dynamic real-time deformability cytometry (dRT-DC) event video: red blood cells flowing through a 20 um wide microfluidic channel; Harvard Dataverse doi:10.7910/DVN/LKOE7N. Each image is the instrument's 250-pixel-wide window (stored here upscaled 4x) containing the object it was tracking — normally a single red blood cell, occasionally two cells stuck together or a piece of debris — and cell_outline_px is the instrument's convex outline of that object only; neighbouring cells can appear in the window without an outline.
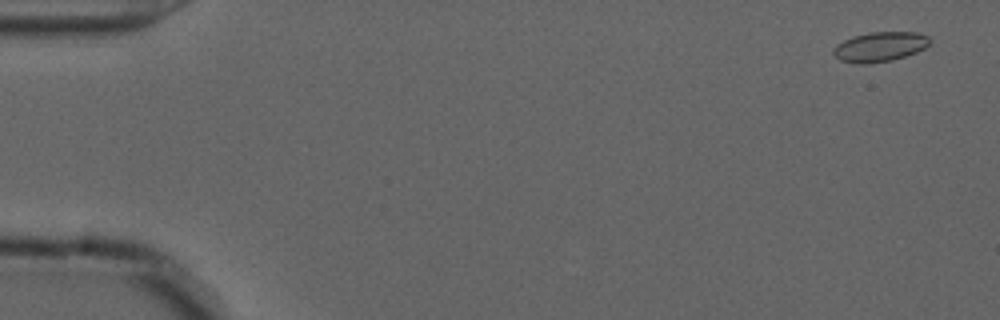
{"species": "common noctule bat (a hibernating species)", "species_latin": "Nyctalus noctula", "temperature_condition": "cold", "stored_images_in_passage": 56, "camera_frame_rate_fps": 3000, "um_per_image_px": 0.085, "animal": {"sex": "male", "forearm_length_mm": 52.5}, "frame": {"image": 1, "passage_image": 3, "time_ms": 0.667, "image_size_px": [1000, 320], "cell_outline_px": [[932, 40], [924, 48], [916, 52], [892, 60], [868, 64], [856, 64], [840, 60], [832, 52], [836, 44], [852, 36], [868, 32], [916, 32], [928, 36]], "centroid_in_image_um": [74.77, 3.97], "position_along_channel_um": 10.2, "area_um2": 16.76}}
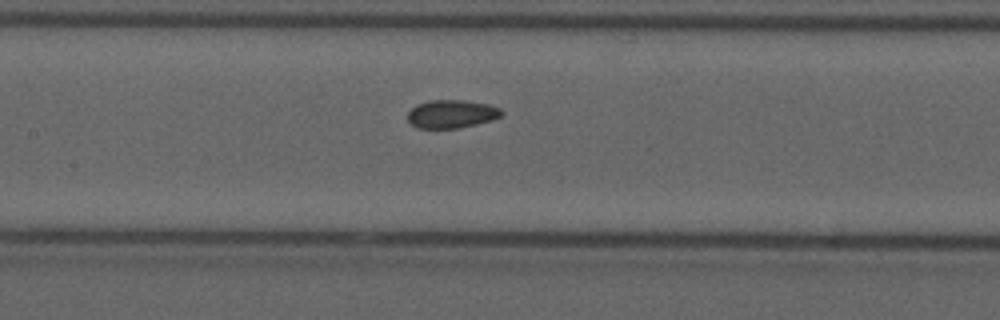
{"frame": {"image": 2, "passage_image": 27, "time_ms": 8.667, "image_size_px": [1000, 320], "cell_outline_px": [[504, 112], [500, 116], [492, 120], [460, 128], [416, 128], [408, 120], [408, 112], [416, 104], [432, 100], [460, 100], [488, 104], [500, 108]], "centroid_in_image_um": [38.38, 9.69], "position_along_channel_um": 169.0, "area_um2": 15.37}}
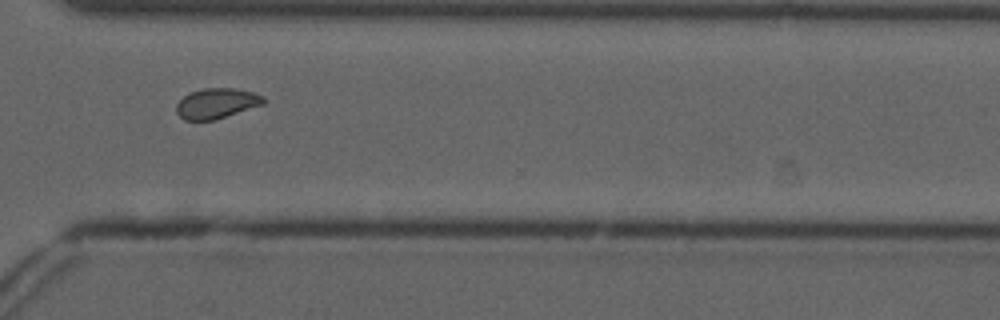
{"frame": {"image": 3, "passage_image": 42, "time_ms": 13.667, "image_size_px": [1000, 320], "cell_outline_px": [[268, 100], [264, 104], [212, 120], [184, 120], [176, 112], [176, 104], [184, 96], [192, 92], [204, 88], [232, 88], [252, 92], [264, 96]], "centroid_in_image_um": [18.42, 8.78], "position_along_channel_um": 352.2, "area_um2": 15.2}, "authors_computed_cell_mechanics": {"area_um2": 15.8372, "velocity_mm_per_s": 3.6735, "shape_relaxation_time_tau1_ms": 5.2843, "shape_relaxation_time_tau2_ms": 1.9899, "deformation_change_tau1": 0.0983, "deformation_change_tau2": 0.0661}}